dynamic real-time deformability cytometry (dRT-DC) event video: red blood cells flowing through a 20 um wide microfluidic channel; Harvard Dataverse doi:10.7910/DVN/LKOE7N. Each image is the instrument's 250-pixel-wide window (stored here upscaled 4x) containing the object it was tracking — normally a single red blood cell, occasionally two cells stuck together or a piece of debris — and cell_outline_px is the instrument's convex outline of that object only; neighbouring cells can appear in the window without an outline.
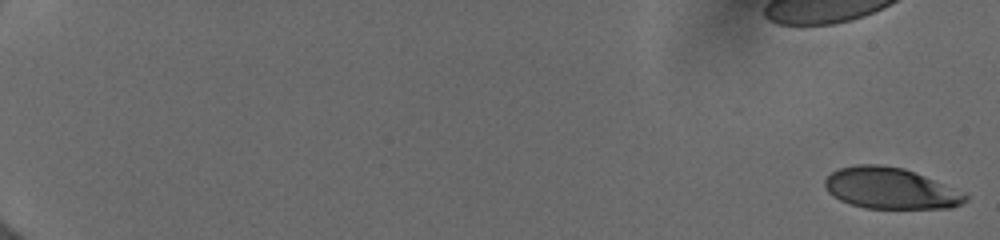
{"species": "human", "species_latin": "Homo sapiens", "temperature_condition": "cold", "stored_images_in_passage": 54, "camera_frame_rate_fps": 3000, "um_per_image_px": 0.085, "donor": {"sex": "female"}, "frame": {"image": 1, "passage_image": 1, "time_ms": 0.0, "image_size_px": [1000, 240], "cell_outline_px": [[968, 200], [952, 208], [864, 208], [840, 200], [832, 196], [828, 192], [824, 184], [824, 180], [832, 172], [840, 168], [856, 164], [880, 164], [904, 168], [968, 192]], "centroid_in_image_um": [75.73, 16.0], "position_along_channel_um": 9.3, "area_um2": 34.04}}
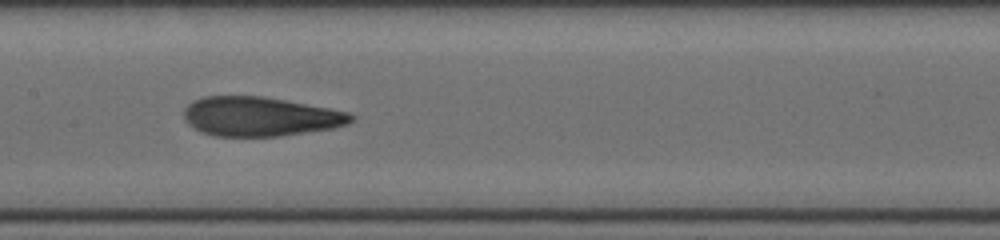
{"frame": {"image": 2, "passage_image": 31, "time_ms": 10.0, "image_size_px": [1000, 240], "cell_outline_px": [[356, 120], [348, 124], [332, 128], [280, 136], [216, 136], [200, 132], [188, 124], [184, 120], [184, 108], [188, 104], [204, 96], [264, 96], [328, 108], [348, 112], [356, 116]], "centroid_in_image_um": [22.11, 9.9], "position_along_channel_um": 185.3, "area_um2": 38.32}}
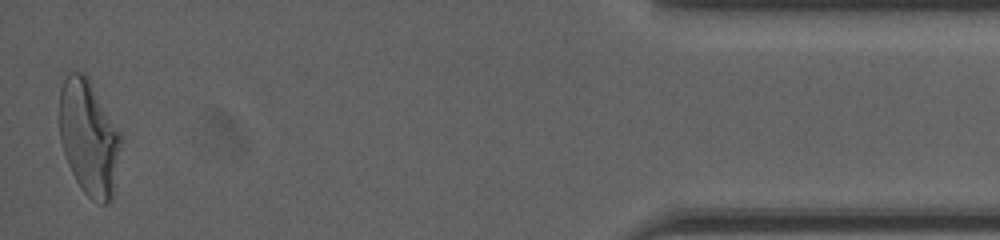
{"frame": {"image": 3, "passage_image": 54, "time_ms": 17.667, "image_size_px": [1000, 240], "cell_outline_px": [[120, 144], [112, 200], [108, 204], [100, 204], [92, 200], [84, 192], [76, 180], [68, 164], [60, 140], [60, 88], [68, 72], [84, 72], [88, 76], [120, 132]], "centroid_in_image_um": [7.54, 11.68], "position_along_channel_um": 427.7, "area_um2": 40.92}, "authors_computed_cell_mechanics": {"area_um2": 38.148, "velocity_mm_per_s": 4.0011, "shape_relaxation_time_tau1_ms": 5.7335, "shape_relaxation_time_tau2_ms": 1.3307, "deformation_change_tau1": 0.2154, "deformation_change_tau2": 0.0962}}